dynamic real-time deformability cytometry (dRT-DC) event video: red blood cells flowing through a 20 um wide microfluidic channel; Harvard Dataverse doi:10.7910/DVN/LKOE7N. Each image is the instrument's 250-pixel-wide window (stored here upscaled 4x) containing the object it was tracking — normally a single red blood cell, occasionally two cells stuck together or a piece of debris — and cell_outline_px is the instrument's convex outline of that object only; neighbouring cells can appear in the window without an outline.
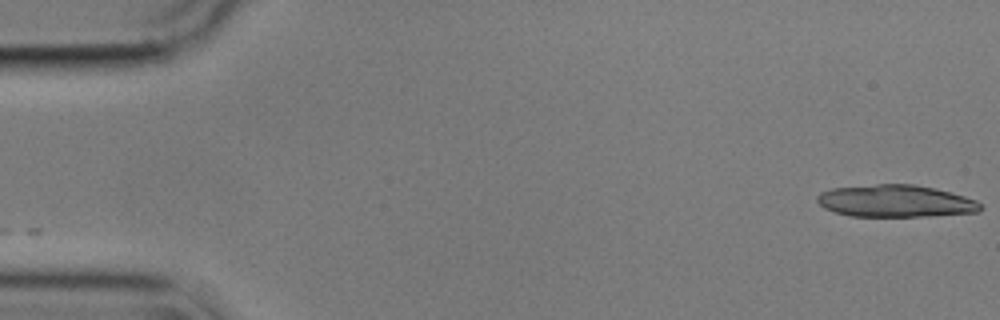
{"species": "common noctule bat (a hibernating species)", "species_latin": "Nyctalus noctula", "temperature_condition": "cold", "stored_images_in_passage": 5, "segment_of_instrument_passage": [1, 2], "camera_frame_rate_fps": 3000, "um_per_image_px": 0.085, "animal": {"sex": "male", "body_mass_g": 17.9}, "frame": {"image": 1, "passage_image": 1, "time_ms": 0.0, "image_size_px": [1000, 320], "cell_outline_px": [[984, 208], [976, 212], [928, 216], [852, 216], [836, 212], [824, 208], [816, 200], [816, 196], [820, 192], [832, 188], [876, 184], [912, 184], [936, 188], [964, 196], [976, 200]], "centroid_in_image_um": [76.11, 17.08], "position_along_channel_um": 8.9, "area_um2": 30.58}}